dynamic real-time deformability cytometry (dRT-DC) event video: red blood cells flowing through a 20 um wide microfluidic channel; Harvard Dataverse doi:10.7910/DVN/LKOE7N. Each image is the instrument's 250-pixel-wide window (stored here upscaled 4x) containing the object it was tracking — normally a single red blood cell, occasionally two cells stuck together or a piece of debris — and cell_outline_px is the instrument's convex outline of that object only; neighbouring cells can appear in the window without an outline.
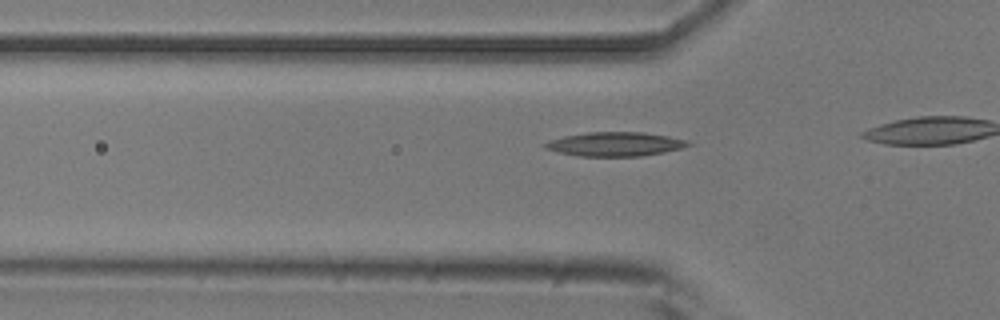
{"species": "common noctule bat (a hibernating species)", "species_latin": "Nyctalus noctula", "temperature_condition": "room temperature", "stored_images_in_passage": 13, "camera_frame_rate_fps": 3000, "um_per_image_px": 0.085, "animal": {"sex": "male", "body_mass_g": 20.5, "forearm_length_mm": 52.5}, "frame": {"image": 1, "passage_image": 4, "time_ms": 1.0, "image_size_px": [1000, 320], "cell_outline_px": [[692, 144], [680, 148], [664, 152], [640, 156], [580, 156], [556, 152], [544, 148], [540, 144], [548, 140], [564, 136], [588, 132], [644, 132], [668, 136], [688, 140]], "centroid_in_image_um": [52.22, 12.24], "position_along_channel_um": 73.6, "area_um2": 20.17}}